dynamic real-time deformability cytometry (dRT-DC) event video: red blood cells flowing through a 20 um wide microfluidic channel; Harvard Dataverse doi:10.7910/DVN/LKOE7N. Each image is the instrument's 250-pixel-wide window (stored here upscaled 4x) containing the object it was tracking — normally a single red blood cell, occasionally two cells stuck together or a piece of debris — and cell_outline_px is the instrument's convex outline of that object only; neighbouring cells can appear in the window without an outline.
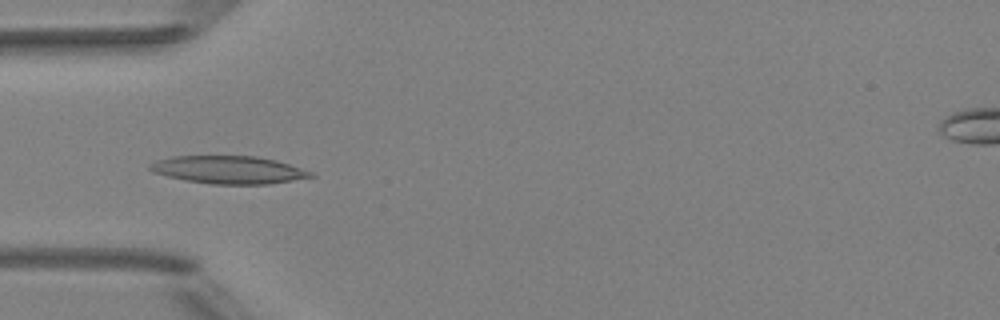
{"species": "Egyptian fruit bat (a non-hibernating species)", "species_latin": "Rousettus aegyptiacus", "temperature_condition": "room temperature", "stored_images_in_passage": 5, "camera_frame_rate_fps": 3000, "um_per_image_px": 0.085, "animal": {"sex": "female"}, "frame": {"image": 1, "passage_image": 5, "time_ms": 4.333, "image_size_px": [1000, 320], "cell_outline_px": [[316, 176], [268, 184], [212, 184], [184, 180], [152, 172], [148, 168], [148, 164], [156, 160], [172, 156], [256, 156], [276, 160], [312, 172]], "centroid_in_image_um": [19.39, 14.43], "position_along_channel_um": 65.6, "area_um2": 25.95}}